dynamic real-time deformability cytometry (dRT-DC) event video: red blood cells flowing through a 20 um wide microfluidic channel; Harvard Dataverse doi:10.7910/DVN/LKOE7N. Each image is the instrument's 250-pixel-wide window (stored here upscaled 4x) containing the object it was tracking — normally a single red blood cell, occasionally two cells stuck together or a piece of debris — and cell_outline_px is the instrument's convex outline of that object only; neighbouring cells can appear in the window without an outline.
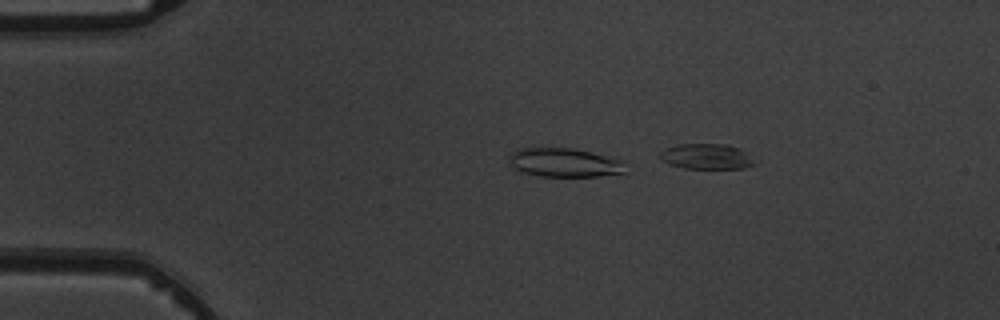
{"species": "common noctule bat (a hibernating species)", "species_latin": "Nyctalus noctula", "temperature_condition": "warm", "stored_images_in_passage": 7, "camera_frame_rate_fps": 3000, "um_per_image_px": 0.085, "animal": {"sex": "male", "body_mass_g": 19.5, "forearm_length_mm": 54.6}, "frame": {"image": 1, "passage_image": 3, "time_ms": 2.333, "image_size_px": [1000, 320], "cell_outline_px": [[624, 172], [596, 176], [540, 176], [520, 172], [512, 168], [508, 156], [516, 148], [576, 148], [612, 156], [620, 160]], "centroid_in_image_um": [47.9, 13.8], "position_along_channel_um": 37.1, "area_um2": 19.65}}
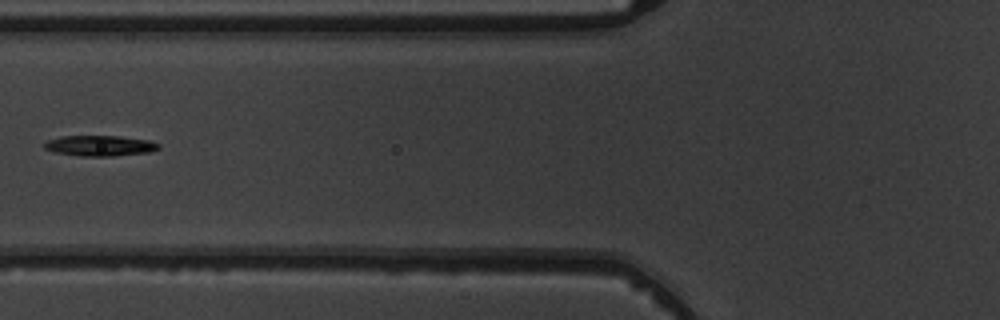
{"frame": {"image": 2, "passage_image": 6, "time_ms": 6.667, "image_size_px": [1000, 320], "cell_outline_px": [[160, 148], [148, 152], [112, 156], [80, 156], [56, 152], [44, 148], [44, 144], [48, 140], [60, 136], [120, 136], [148, 140], [160, 144]], "centroid_in_image_um": [8.49, 12.38], "position_along_channel_um": 117.3, "area_um2": 13.58}}
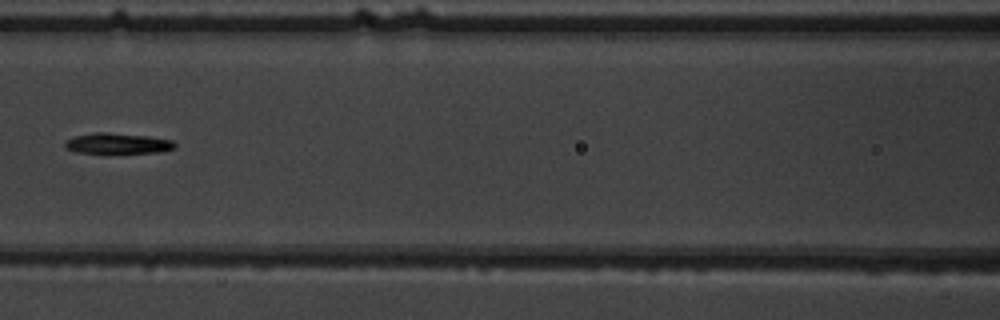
{"frame": {"image": 3, "passage_image": 7, "time_ms": 7.667, "image_size_px": [1000, 320], "cell_outline_px": [[176, 148], [156, 152], [76, 152], [64, 148], [64, 140], [76, 136], [96, 132], [108, 132], [148, 136], [172, 140], [176, 144]], "centroid_in_image_um": [9.97, 12.17], "position_along_channel_um": 156.6, "area_um2": 13.01}}